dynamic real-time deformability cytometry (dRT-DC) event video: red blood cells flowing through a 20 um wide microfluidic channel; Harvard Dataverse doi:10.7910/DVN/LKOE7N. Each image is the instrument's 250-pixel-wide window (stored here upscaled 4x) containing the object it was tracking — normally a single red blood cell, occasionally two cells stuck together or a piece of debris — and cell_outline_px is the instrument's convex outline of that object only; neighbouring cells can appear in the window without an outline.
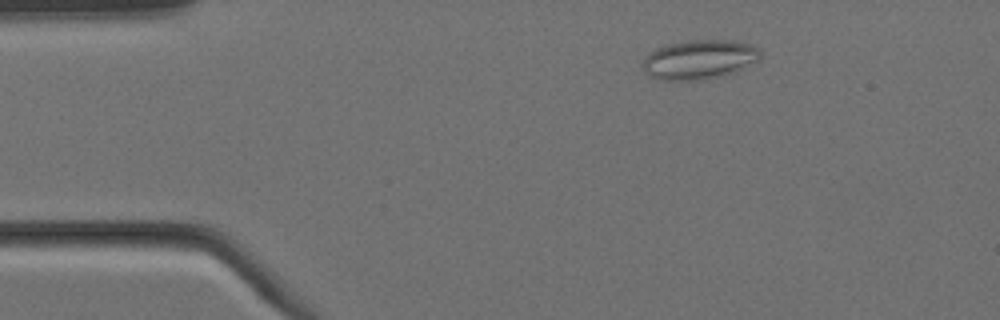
{"species": "Egyptian fruit bat (a non-hibernating species)", "species_latin": "Rousettus aegyptiacus", "temperature_condition": "cold", "stored_images_in_passage": 5, "camera_frame_rate_fps": 3000, "um_per_image_px": 0.085, "animal": {"sex": "female"}, "frame": {"image": 1, "passage_image": 5, "time_ms": 1.333, "image_size_px": [1000, 320], "cell_outline_px": [[760, 60], [724, 76], [700, 80], [660, 80], [648, 76], [644, 72], [644, 56], [656, 48], [668, 44], [688, 40], [732, 40], [748, 44], [756, 48], [760, 52]], "centroid_in_image_um": [59.41, 5.07], "position_along_channel_um": 25.6, "area_um2": 26.99}}